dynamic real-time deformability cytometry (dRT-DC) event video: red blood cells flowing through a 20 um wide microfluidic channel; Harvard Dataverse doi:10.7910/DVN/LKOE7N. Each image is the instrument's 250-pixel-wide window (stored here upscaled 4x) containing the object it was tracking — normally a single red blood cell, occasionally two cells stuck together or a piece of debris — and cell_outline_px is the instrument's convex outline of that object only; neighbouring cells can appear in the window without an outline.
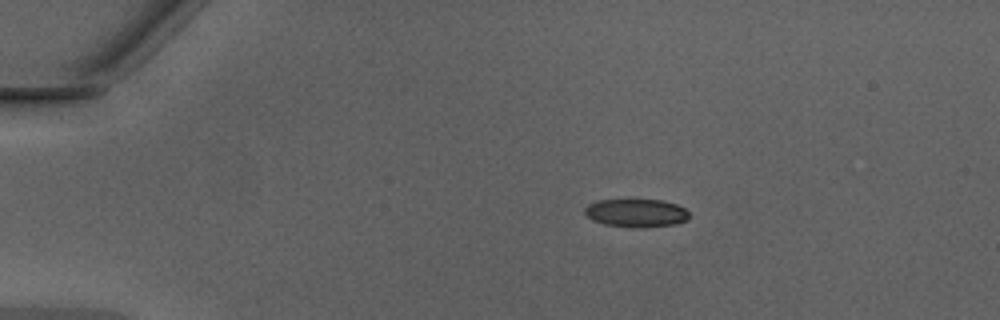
{"species": "Egyptian fruit bat (a non-hibernating species)", "species_latin": "Rousettus aegyptiacus", "temperature_condition": "warm", "stored_images_in_passage": 41, "camera_frame_rate_fps": 3000, "um_per_image_px": 0.085, "animal": {"sex": "male"}, "frame": {"image": 1, "passage_image": 1, "time_ms": 0.0, "image_size_px": [1000, 320], "cell_outline_px": [[688, 220], [676, 224], [640, 228], [632, 228], [604, 224], [592, 220], [584, 212], [584, 208], [588, 204], [596, 200], [664, 200], [676, 204], [684, 208], [688, 212]], "centroid_in_image_um": [54.07, 18.11], "position_along_channel_um": 30.9, "area_um2": 17.28}}
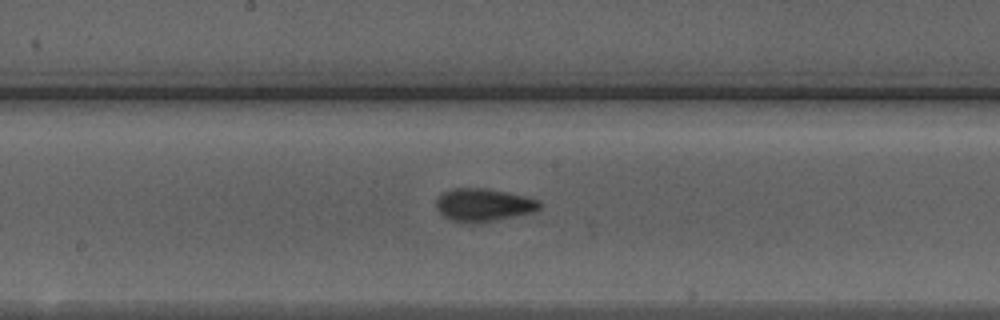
{"frame": {"image": 2, "passage_image": 18, "time_ms": 5.667, "image_size_px": [1000, 320], "cell_outline_px": [[544, 204], [540, 208], [532, 212], [512, 216], [488, 220], [452, 220], [444, 216], [436, 208], [436, 196], [440, 192], [452, 188], [484, 188], [508, 192], [540, 200]], "centroid_in_image_um": [41.08, 17.35], "position_along_channel_um": 207.1, "area_um2": 19.25}}
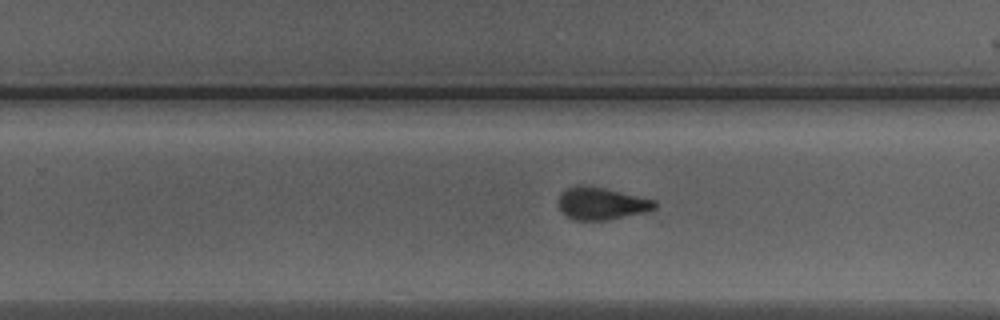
{"frame": {"image": 3, "passage_image": 23, "time_ms": 7.333, "image_size_px": [1000, 320], "cell_outline_px": [[656, 208], [644, 212], [608, 220], [576, 220], [568, 216], [560, 208], [560, 192], [576, 184], [604, 188], [656, 200]], "centroid_in_image_um": [51.14, 17.29], "position_along_channel_um": 278.7, "area_um2": 17.86}, "authors_computed_cell_mechanics": {"area_um2": 18.0914, "velocity_mm_per_s": 4.3106, "shape_relaxation_time_tau1_ms": 11.1013, "shape_relaxation_time_tau2_ms": 1.2952, "deformation_change_tau1": 0.2388, "deformation_change_tau2": 0.0902}}